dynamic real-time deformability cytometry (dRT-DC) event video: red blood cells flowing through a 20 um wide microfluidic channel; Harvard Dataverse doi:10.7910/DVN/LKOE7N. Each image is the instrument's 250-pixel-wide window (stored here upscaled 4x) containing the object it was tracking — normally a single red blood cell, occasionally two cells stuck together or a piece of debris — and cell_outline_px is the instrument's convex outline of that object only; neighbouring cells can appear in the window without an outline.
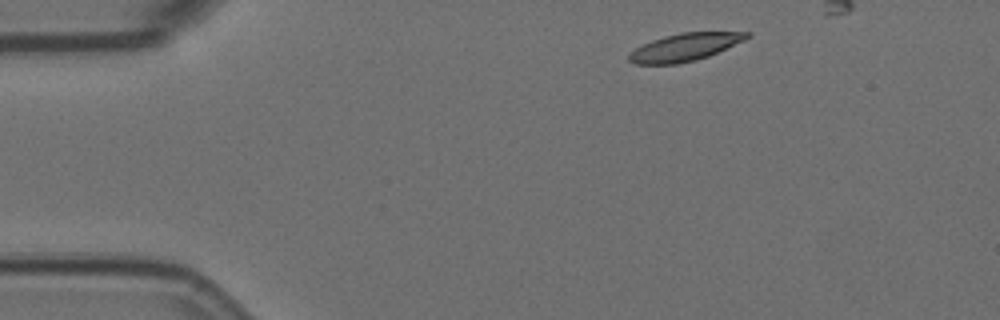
{"species": "Egyptian fruit bat (a non-hibernating species)", "species_latin": "Rousettus aegyptiacus", "temperature_condition": "room temperature", "stored_images_in_passage": 17, "camera_frame_rate_fps": 3000, "um_per_image_px": 0.085, "animal": {"sex": "female"}, "frame": {"image": 1, "passage_image": 1, "time_ms": 0.0, "image_size_px": [1000, 320], "cell_outline_px": [[752, 36], [744, 40], [708, 56], [696, 60], [676, 64], [636, 64], [628, 60], [628, 56], [636, 48], [652, 40], [664, 36], [680, 32], [752, 32]], "centroid_in_image_um": [58.22, 4.0], "position_along_channel_um": 26.8, "area_um2": 18.79}}
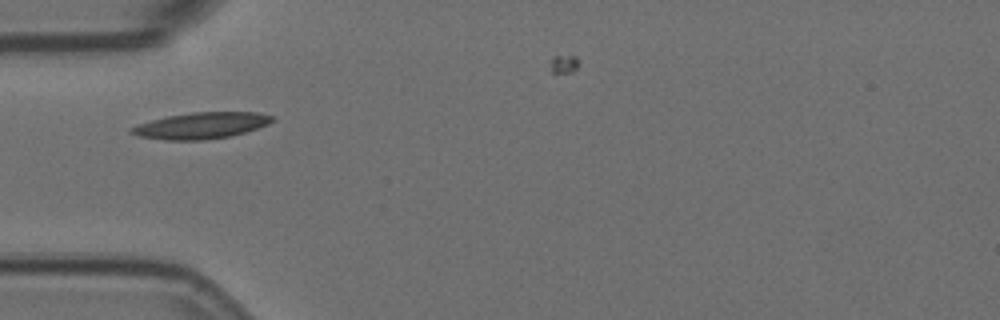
{"frame": {"image": 2, "passage_image": 10, "time_ms": 3.0, "image_size_px": [1000, 320], "cell_outline_px": [[276, 120], [268, 124], [232, 136], [204, 140], [164, 140], [140, 136], [128, 132], [128, 128], [152, 120], [168, 116], [192, 112], [256, 112], [276, 116]], "centroid_in_image_um": [17.13, 10.67], "position_along_channel_um": 67.9, "area_um2": 21.62}}
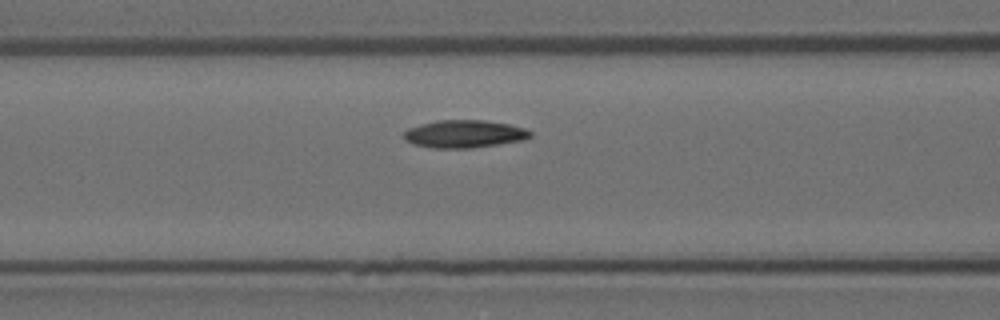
{"frame": {"image": 3, "passage_image": 15, "time_ms": 4.667, "image_size_px": [1000, 320], "cell_outline_px": [[532, 136], [524, 140], [500, 144], [472, 148], [432, 148], [412, 144], [404, 140], [404, 132], [408, 128], [420, 124], [436, 120], [484, 120], [508, 124], [524, 128], [532, 132]], "centroid_in_image_um": [39.45, 11.39], "position_along_channel_um": 127.1, "area_um2": 20.58}}